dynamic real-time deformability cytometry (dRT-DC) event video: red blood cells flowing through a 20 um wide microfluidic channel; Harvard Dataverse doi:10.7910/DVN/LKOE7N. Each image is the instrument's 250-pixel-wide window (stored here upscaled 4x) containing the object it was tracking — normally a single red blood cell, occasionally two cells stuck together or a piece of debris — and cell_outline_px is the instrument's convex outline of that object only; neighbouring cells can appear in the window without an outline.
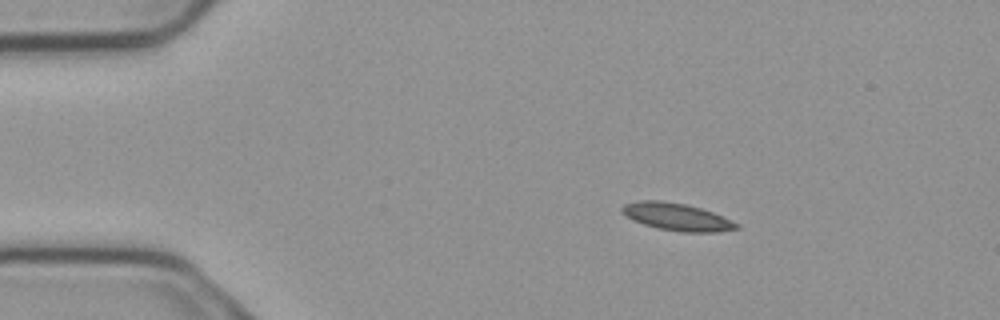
{"species": "common noctule bat (a hibernating species)", "species_latin": "Nyctalus noctula", "temperature_condition": "cold", "stored_images_in_passage": 3, "camera_frame_rate_fps": 3000, "um_per_image_px": 0.085, "animal": {"sex": "male", "body_mass_g": 23.1, "forearm_length_mm": 52.7}, "frame": {"image": 1, "passage_image": 2, "time_ms": 0.333, "image_size_px": [1000, 320], "cell_outline_px": [[740, 228], [720, 232], [680, 232], [656, 228], [632, 220], [620, 212], [620, 208], [624, 204], [640, 200], [660, 200], [684, 204], [700, 208], [712, 212], [740, 224]], "centroid_in_image_um": [57.51, 18.44], "position_along_channel_um": 27.5, "area_um2": 18.38}}